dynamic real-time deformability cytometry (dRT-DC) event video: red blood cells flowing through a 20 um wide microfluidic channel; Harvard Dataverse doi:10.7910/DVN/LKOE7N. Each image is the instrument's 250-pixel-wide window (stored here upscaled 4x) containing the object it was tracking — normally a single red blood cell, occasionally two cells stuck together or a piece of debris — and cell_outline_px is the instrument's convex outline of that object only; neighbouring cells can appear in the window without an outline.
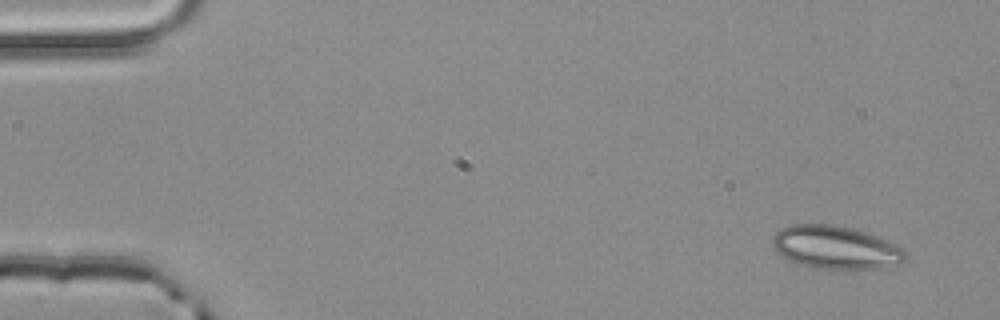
{"species": "common noctule bat (a hibernating species)", "species_latin": "Nyctalus noctula", "temperature_condition": "room temperature", "stored_images_in_passage": 4, "camera_frame_rate_fps": 3000, "um_per_image_px": 0.085, "animal": {"sex": "male", "body_mass_g": 20.4}, "frame": {"image": 1, "passage_image": 1, "time_ms": 0.0, "image_size_px": [1000, 320], "cell_outline_px": [[908, 256], [900, 264], [872, 268], [812, 268], [788, 260], [776, 252], [772, 244], [772, 236], [776, 232], [792, 224], [832, 224], [864, 232], [900, 244], [908, 252]], "centroid_in_image_um": [71.05, 21.03], "position_along_channel_um": 14.0, "area_um2": 33.35}}